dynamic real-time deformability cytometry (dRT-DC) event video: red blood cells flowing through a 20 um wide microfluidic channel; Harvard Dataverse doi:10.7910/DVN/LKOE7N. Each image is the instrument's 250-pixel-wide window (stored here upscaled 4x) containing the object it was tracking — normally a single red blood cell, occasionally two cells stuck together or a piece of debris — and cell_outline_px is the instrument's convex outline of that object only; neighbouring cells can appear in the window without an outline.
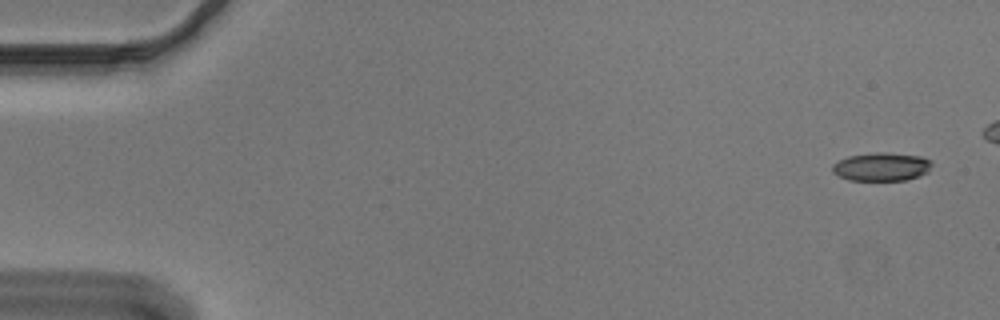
{"species": "Egyptian fruit bat (a non-hibernating species)", "species_latin": "Rousettus aegyptiacus", "temperature_condition": "cold", "stored_images_in_passage": 12, "camera_frame_rate_fps": 3000, "um_per_image_px": 0.085, "animal": {"sex": "male"}, "frame": {"image": 1, "passage_image": 1, "time_ms": 0.0, "image_size_px": [1000, 320], "cell_outline_px": [[932, 164], [928, 172], [920, 176], [908, 180], [848, 180], [832, 172], [832, 164], [848, 156], [876, 152], [884, 152], [920, 156], [932, 160]], "centroid_in_image_um": [74.95, 14.17], "position_along_channel_um": 10.0, "area_um2": 16.53}}